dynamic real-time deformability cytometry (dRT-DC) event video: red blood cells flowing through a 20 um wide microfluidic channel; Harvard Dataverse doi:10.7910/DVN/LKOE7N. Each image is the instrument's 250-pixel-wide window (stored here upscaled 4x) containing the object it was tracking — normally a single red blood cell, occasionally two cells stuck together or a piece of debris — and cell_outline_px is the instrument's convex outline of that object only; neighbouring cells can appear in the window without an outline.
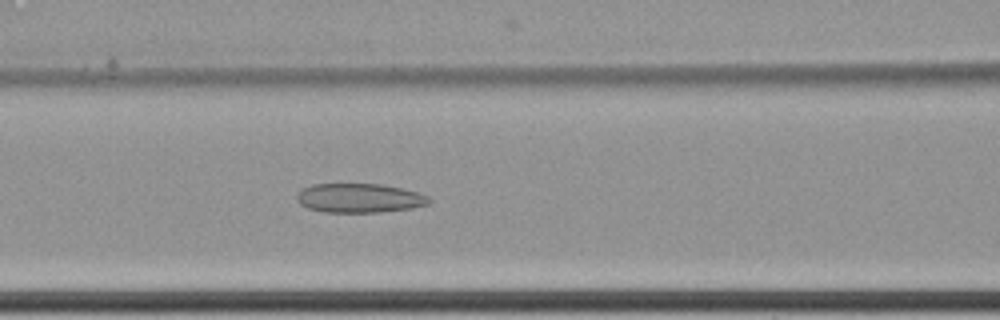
{"species": "common noctule bat (a hibernating species)", "species_latin": "Nyctalus noctula", "temperature_condition": "cold", "stored_images_in_passage": 45, "camera_frame_rate_fps": 3000, "um_per_image_px": 0.085, "animal": {"sex": "female", "body_mass_g": 22.7, "forearm_length_mm": 54.2}, "frame": {"image": 1, "passage_image": 12, "time_ms": 3.667, "image_size_px": [1000, 320], "cell_outline_px": [[432, 200], [428, 204], [412, 208], [380, 212], [324, 212], [308, 208], [300, 204], [296, 200], [296, 196], [304, 188], [312, 184], [380, 184], [400, 188], [416, 192], [428, 196]], "centroid_in_image_um": [30.54, 16.84], "position_along_channel_um": 136.1, "area_um2": 22.37}}
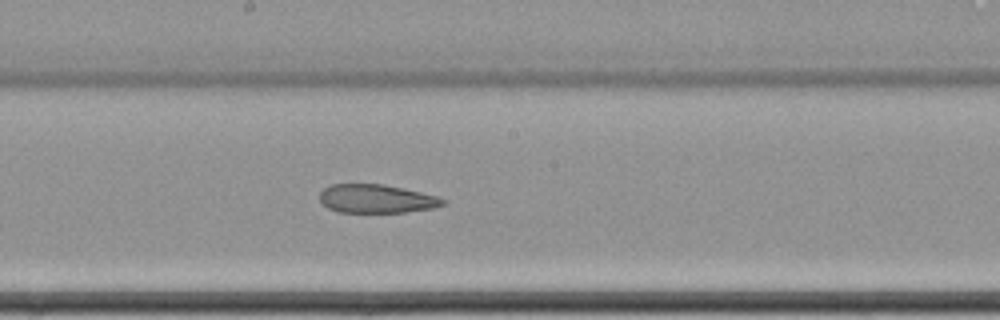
{"frame": {"image": 2, "passage_image": 19, "time_ms": 6.0, "image_size_px": [1000, 320], "cell_outline_px": [[448, 200], [444, 204], [436, 208], [404, 212], [336, 212], [328, 208], [320, 200], [320, 192], [324, 188], [332, 184], [384, 184], [420, 192], [436, 196]], "centroid_in_image_um": [32.01, 16.9], "position_along_channel_um": 216.2, "area_um2": 20.52}}
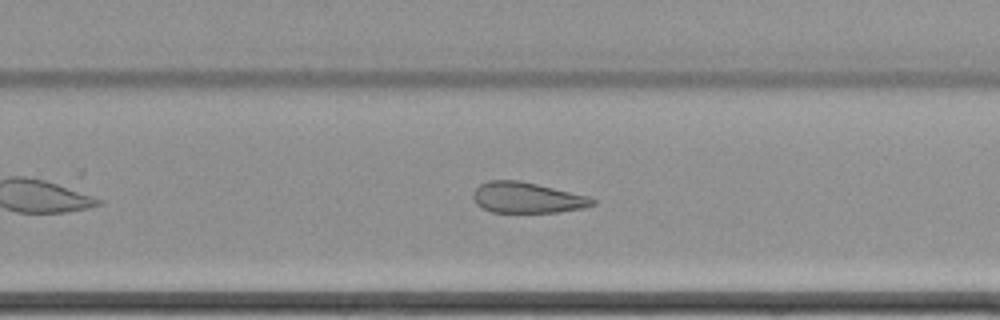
{"frame": {"image": 3, "passage_image": 25, "time_ms": 8.0, "image_size_px": [1000, 320], "cell_outline_px": [[596, 204], [584, 208], [560, 212], [492, 212], [476, 204], [472, 196], [472, 192], [480, 184], [488, 180], [520, 180], [588, 196], [596, 200]], "centroid_in_image_um": [44.8, 16.8], "position_along_channel_um": 285.0, "area_um2": 21.44}, "authors_computed_cell_mechanics": {"area_um2": 24.0448, "velocity_mm_per_s": 3.4409, "shape_relaxation_time_tau1_ms": null, "shape_relaxation_time_tau2_ms": 6.0376, "deformation_change_tau1": null, "deformation_change_tau2": 0.1578}}